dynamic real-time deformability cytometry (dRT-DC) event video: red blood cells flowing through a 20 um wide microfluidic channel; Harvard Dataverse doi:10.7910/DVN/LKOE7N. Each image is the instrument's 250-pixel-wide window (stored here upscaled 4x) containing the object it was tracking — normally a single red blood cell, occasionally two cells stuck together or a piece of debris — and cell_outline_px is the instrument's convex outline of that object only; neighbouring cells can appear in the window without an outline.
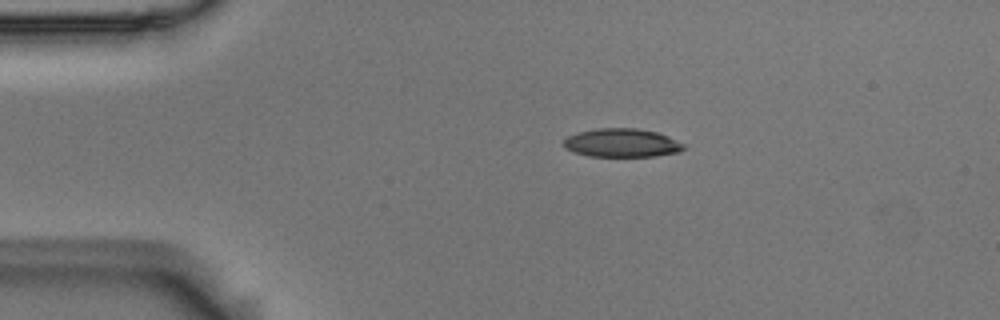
{"species": "Egyptian fruit bat (a non-hibernating species)", "species_latin": "Rousettus aegyptiacus", "temperature_condition": "room temperature", "stored_images_in_passage": 45, "camera_frame_rate_fps": 3000, "um_per_image_px": 0.085, "animal": {"sex": "male"}, "frame": {"image": 1, "passage_image": 1, "time_ms": 0.0, "image_size_px": [1000, 320], "cell_outline_px": [[688, 148], [680, 152], [656, 156], [588, 156], [572, 152], [564, 148], [564, 140], [568, 136], [576, 132], [596, 128], [636, 128], [656, 132], [668, 136], [688, 144]], "centroid_in_image_um": [52.9, 12.15], "position_along_channel_um": 32.1, "area_um2": 20.35}}
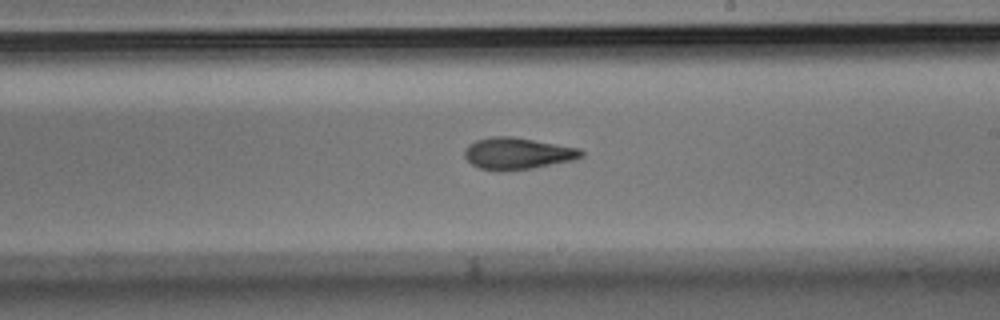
{"frame": {"image": 2, "passage_image": 22, "time_ms": 7.0, "image_size_px": [1000, 320], "cell_outline_px": [[584, 156], [572, 160], [532, 168], [504, 172], [496, 172], [480, 168], [472, 164], [464, 156], [464, 152], [468, 144], [476, 140], [492, 136], [512, 136], [580, 148], [584, 152]], "centroid_in_image_um": [43.97, 13.05], "position_along_channel_um": 245.0, "area_um2": 21.73}}
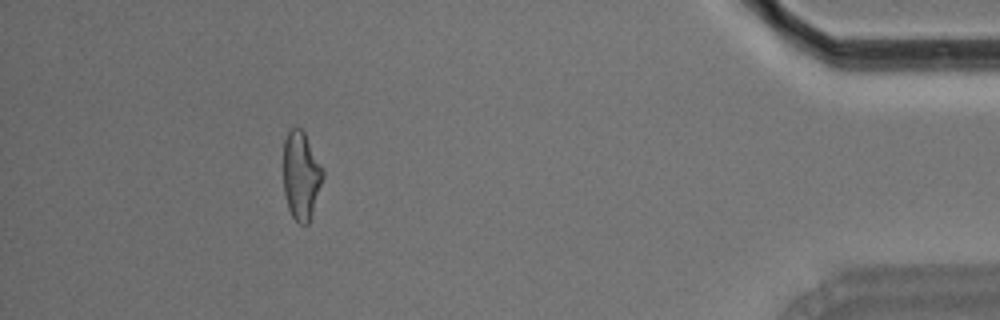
{"frame": {"image": 3, "passage_image": 40, "time_ms": 13.0, "image_size_px": [1000, 320], "cell_outline_px": [[324, 176], [308, 224], [300, 224], [292, 216], [288, 208], [284, 192], [284, 140], [288, 132], [292, 128], [300, 128], [304, 132], [324, 168]], "centroid_in_image_um": [25.6, 14.9], "position_along_channel_um": 409.6, "area_um2": 20.17}, "authors_computed_cell_mechanics": {"area_um2": 21.1548, "velocity_mm_per_s": 3.6695, "shape_relaxation_time_tau1_ms": 5.4595, "shape_relaxation_time_tau2_ms": 3.4084, "deformation_change_tau1": 0.1849, "deformation_change_tau2": 0.1272}}